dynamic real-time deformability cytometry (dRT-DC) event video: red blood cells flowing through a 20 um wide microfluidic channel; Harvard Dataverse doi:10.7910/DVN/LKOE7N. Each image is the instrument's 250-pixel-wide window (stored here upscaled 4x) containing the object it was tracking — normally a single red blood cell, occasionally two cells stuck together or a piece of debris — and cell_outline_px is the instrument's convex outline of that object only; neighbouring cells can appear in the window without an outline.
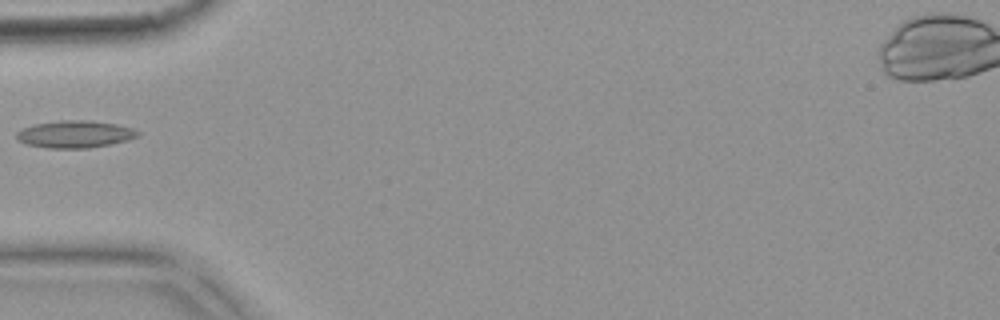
{"species": "common noctule bat (a hibernating species)", "species_latin": "Nyctalus noctula", "temperature_condition": "warm", "stored_images_in_passage": 5, "camera_frame_rate_fps": 3000, "um_per_image_px": 0.085, "animal": {"sex": "female", "body_mass_g": 18.4}, "frame": {"image": 1, "passage_image": 4, "time_ms": 1.0, "image_size_px": [1000, 320], "cell_outline_px": [[140, 136], [128, 140], [112, 144], [88, 148], [48, 148], [28, 144], [20, 140], [16, 136], [16, 132], [32, 124], [60, 120], [92, 120], [116, 124], [132, 128], [140, 132]], "centroid_in_image_um": [6.41, 11.4], "position_along_channel_um": 78.6, "area_um2": 19.31}}